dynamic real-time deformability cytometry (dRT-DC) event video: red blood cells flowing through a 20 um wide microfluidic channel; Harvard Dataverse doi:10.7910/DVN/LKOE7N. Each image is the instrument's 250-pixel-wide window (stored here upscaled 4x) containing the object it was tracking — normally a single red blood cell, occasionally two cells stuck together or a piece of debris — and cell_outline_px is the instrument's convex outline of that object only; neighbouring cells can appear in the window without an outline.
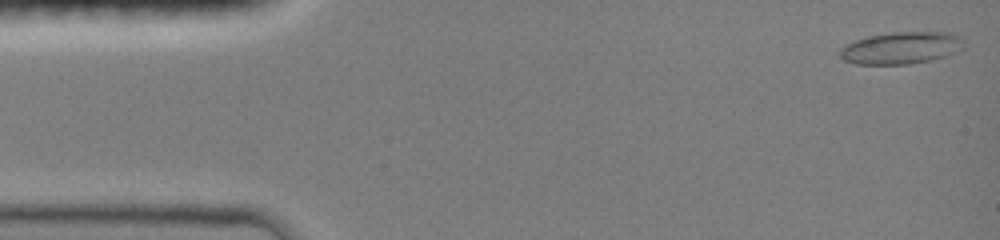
{"species": "common noctule bat (a hibernating species)", "species_latin": "Nyctalus noctula", "temperature_condition": "room temperature", "stored_images_in_passage": 45, "camera_frame_rate_fps": 3000, "um_per_image_px": 0.085, "animal": {"sex": "female", "body_mass_g": 19.0, "forearm_length_mm": 51.5}, "frame": {"image": 1, "passage_image": 1, "time_ms": 0.0, "image_size_px": [1000, 240], "cell_outline_px": [[964, 40], [952, 52], [944, 56], [928, 60], [908, 64], [856, 64], [844, 60], [840, 56], [840, 48], [856, 40], [872, 36], [892, 32], [944, 32], [956, 36]], "centroid_in_image_um": [76.5, 4.08], "position_along_channel_um": 8.5, "area_um2": 22.31}}
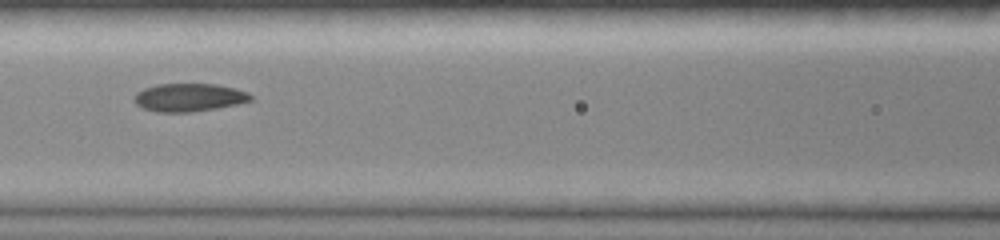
{"frame": {"image": 2, "passage_image": 20, "time_ms": 6.333, "image_size_px": [1000, 240], "cell_outline_px": [[252, 100], [236, 104], [216, 108], [192, 112], [156, 112], [144, 108], [136, 104], [132, 100], [132, 96], [136, 92], [144, 88], [156, 84], [216, 84], [248, 92], [252, 96]], "centroid_in_image_um": [16.01, 8.28], "position_along_channel_um": 150.6, "area_um2": 19.07}}
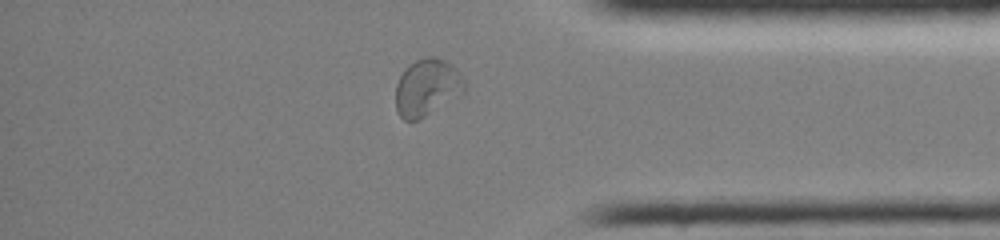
{"frame": {"image": 3, "passage_image": 39, "time_ms": 12.667, "image_size_px": [1000, 240], "cell_outline_px": [[464, 92], [424, 116], [416, 120], [404, 120], [396, 112], [396, 84], [404, 68], [408, 64], [416, 60], [428, 56], [436, 56], [448, 60], [460, 72], [464, 80]], "centroid_in_image_um": [36.28, 7.38], "position_along_channel_um": 398.9, "area_um2": 22.89}, "authors_computed_cell_mechanics": {"area_um2": 19.7098, "velocity_mm_per_s": 4.0253, "shape_relaxation_time_tau1_ms": null, "shape_relaxation_time_tau2_ms": 2.0678, "deformation_change_tau1": null, "deformation_change_tau2": 0.0614}}